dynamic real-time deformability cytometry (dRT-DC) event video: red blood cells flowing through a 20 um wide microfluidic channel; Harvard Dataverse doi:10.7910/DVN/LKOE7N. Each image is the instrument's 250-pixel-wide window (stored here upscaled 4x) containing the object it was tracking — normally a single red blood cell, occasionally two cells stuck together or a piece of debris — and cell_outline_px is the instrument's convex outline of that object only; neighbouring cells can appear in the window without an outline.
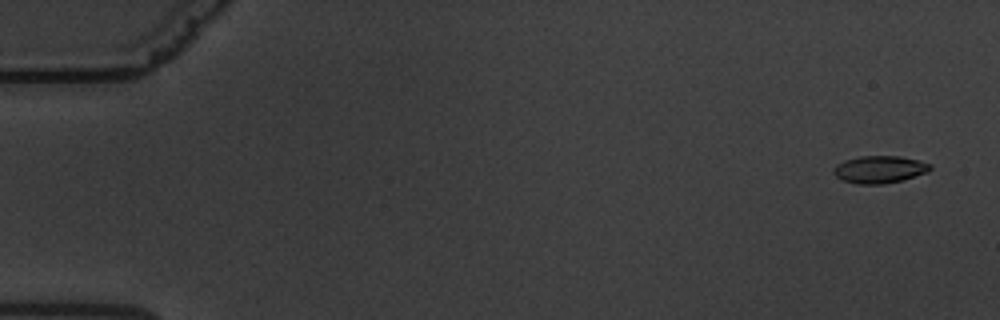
{"species": "common noctule bat (a hibernating species)", "species_latin": "Nyctalus noctula", "temperature_condition": "warm", "stored_images_in_passage": 17, "camera_frame_rate_fps": 3000, "um_per_image_px": 0.085, "animal": {"sex": "male", "body_mass_g": 19.5, "forearm_length_mm": 54.6}, "frame": {"image": 1, "passage_image": 3, "time_ms": 0.667, "image_size_px": [1000, 320], "cell_outline_px": [[932, 168], [928, 172], [900, 180], [884, 184], [856, 184], [844, 180], [836, 176], [832, 172], [836, 164], [844, 160], [860, 156], [900, 156], [932, 164]], "centroid_in_image_um": [74.74, 14.39], "position_along_channel_um": 10.3, "area_um2": 15.32}}